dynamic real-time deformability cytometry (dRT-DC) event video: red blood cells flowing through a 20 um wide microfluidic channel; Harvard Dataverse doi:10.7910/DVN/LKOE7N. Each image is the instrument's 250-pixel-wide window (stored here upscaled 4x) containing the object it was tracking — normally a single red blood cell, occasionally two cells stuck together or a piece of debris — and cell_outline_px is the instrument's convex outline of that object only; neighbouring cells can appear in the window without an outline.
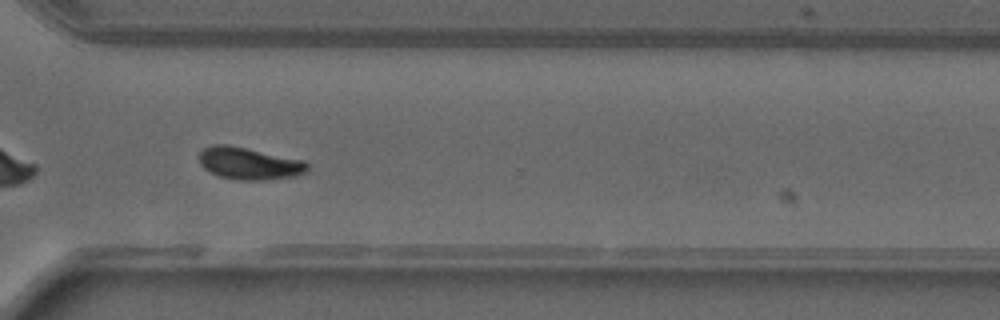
{"species": "common noctule bat (a hibernating species)", "species_latin": "Nyctalus noctula", "temperature_condition": "warm", "stored_images_in_passage": 40, "camera_frame_rate_fps": 3000, "um_per_image_px": 0.085, "animal": {"sex": "male", "forearm_length_mm": 52.5}, "frame": {"image": 1, "passage_image": 29, "time_ms": 9.333, "image_size_px": [1000, 320], "cell_outline_px": [[308, 168], [304, 172], [296, 176], [268, 180], [236, 180], [220, 176], [208, 172], [200, 164], [200, 152], [204, 148], [212, 144], [228, 144], [304, 160], [308, 164]], "centroid_in_image_um": [21.16, 13.89], "position_along_channel_um": 349.4, "area_um2": 20.4}}